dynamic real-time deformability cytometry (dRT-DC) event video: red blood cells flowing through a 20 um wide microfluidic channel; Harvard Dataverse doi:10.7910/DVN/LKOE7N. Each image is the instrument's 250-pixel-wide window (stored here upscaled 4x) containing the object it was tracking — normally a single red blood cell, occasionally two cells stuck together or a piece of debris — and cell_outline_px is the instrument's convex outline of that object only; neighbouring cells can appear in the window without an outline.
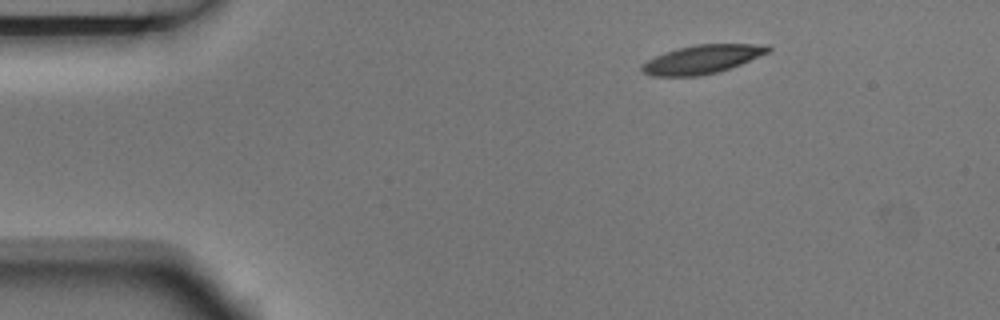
{"species": "Egyptian fruit bat (a non-hibernating species)", "species_latin": "Rousettus aegyptiacus", "temperature_condition": "room temperature", "stored_images_in_passage": 3, "camera_frame_rate_fps": 3000, "um_per_image_px": 0.085, "animal": {"sex": "male"}, "frame": {"image": 1, "passage_image": 1, "time_ms": 0.0, "image_size_px": [1000, 320], "cell_outline_px": [[772, 48], [768, 52], [740, 64], [716, 72], [700, 76], [652, 76], [640, 72], [640, 68], [648, 60], [664, 52], [676, 48], [696, 44], [768, 44]], "centroid_in_image_um": [59.65, 5.03], "position_along_channel_um": 25.3, "area_um2": 20.92}}